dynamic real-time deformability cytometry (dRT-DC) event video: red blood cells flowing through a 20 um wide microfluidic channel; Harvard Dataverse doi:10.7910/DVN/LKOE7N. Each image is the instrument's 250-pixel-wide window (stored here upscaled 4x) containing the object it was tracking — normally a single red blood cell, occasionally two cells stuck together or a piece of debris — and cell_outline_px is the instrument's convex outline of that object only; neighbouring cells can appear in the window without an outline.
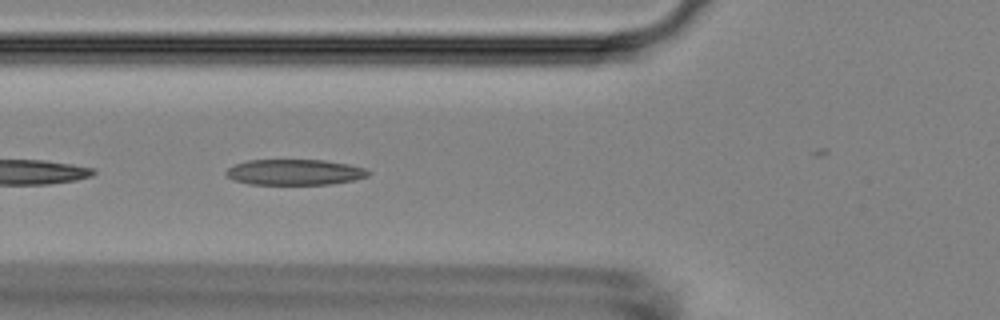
{"species": "Egyptian fruit bat (a non-hibernating species)", "species_latin": "Rousettus aegyptiacus", "temperature_condition": "room temperature", "stored_images_in_passage": 25, "camera_frame_rate_fps": 3000, "um_per_image_px": 0.085, "animal": {"sex": "female"}, "frame": {"image": 1, "passage_image": 4, "time_ms": 1.0, "image_size_px": [1000, 320], "cell_outline_px": [[372, 172], [368, 176], [356, 180], [332, 184], [248, 184], [232, 180], [224, 172], [228, 168], [236, 164], [248, 160], [324, 160], [348, 164], [364, 168]], "centroid_in_image_um": [25.06, 14.64], "position_along_channel_um": 100.7, "area_um2": 21.39}}